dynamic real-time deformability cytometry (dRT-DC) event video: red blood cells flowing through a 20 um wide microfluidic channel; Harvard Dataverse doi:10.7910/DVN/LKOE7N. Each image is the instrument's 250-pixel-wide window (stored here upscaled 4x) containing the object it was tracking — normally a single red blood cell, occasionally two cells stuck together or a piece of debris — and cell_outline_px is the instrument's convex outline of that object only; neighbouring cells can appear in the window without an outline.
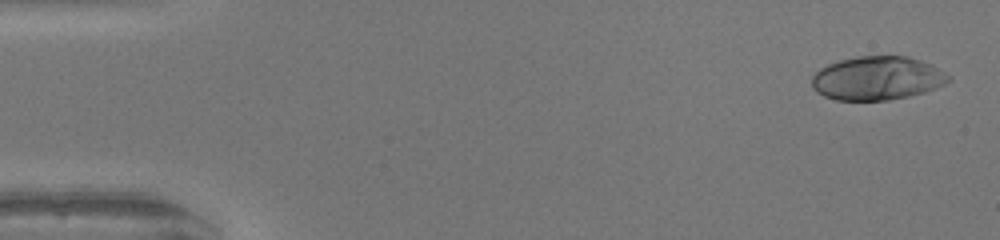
{"species": "human", "species_latin": "Homo sapiens", "temperature_condition": "warm", "stored_images_in_passage": 49, "camera_frame_rate_fps": 3000, "um_per_image_px": 0.085, "donor": {"sex": "female"}, "frame": {"image": 1, "passage_image": 2, "time_ms": 0.333, "image_size_px": [1000, 240], "cell_outline_px": [[952, 80], [936, 88], [924, 92], [908, 96], [888, 100], [836, 100], [824, 96], [816, 92], [812, 88], [812, 76], [820, 68], [828, 64], [840, 60], [856, 56], [908, 56], [932, 64], [952, 76]], "centroid_in_image_um": [74.58, 6.64], "position_along_channel_um": 10.4, "area_um2": 35.03}}
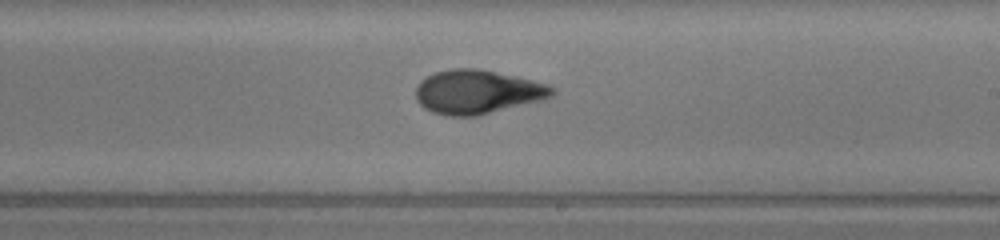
{"frame": {"image": 2, "passage_image": 29, "time_ms": 9.333, "image_size_px": [1000, 240], "cell_outline_px": [[556, 92], [552, 96], [544, 100], [476, 116], [448, 116], [432, 112], [424, 108], [416, 100], [416, 88], [420, 80], [436, 72], [452, 68], [480, 68], [516, 76], [548, 84], [556, 88]], "centroid_in_image_um": [40.6, 7.81], "position_along_channel_um": 248.4, "area_um2": 35.2}}
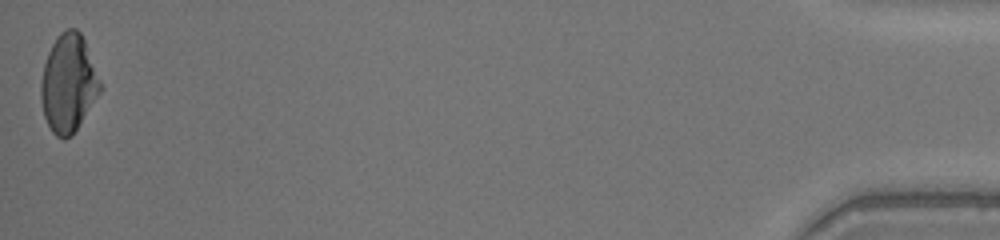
{"frame": {"image": 3, "passage_image": 49, "time_ms": 16.0, "image_size_px": [1000, 240], "cell_outline_px": [[100, 92], [72, 136], [64, 140], [56, 136], [52, 132], [44, 116], [40, 100], [40, 84], [44, 64], [48, 52], [56, 36], [60, 32], [68, 28], [76, 28], [80, 32], [84, 40], [100, 80]], "centroid_in_image_um": [5.78, 7.09], "position_along_channel_um": 429.4, "area_um2": 33.64}, "authors_computed_cell_mechanics": {"area_um2": 34.1598, "velocity_mm_per_s": 4.2193, "shape_relaxation_time_tau1_ms": 9.9118, "shape_relaxation_time_tau2_ms": 0.8524, "deformation_change_tau1": 0.3634, "deformation_change_tau2": 0.0451}}